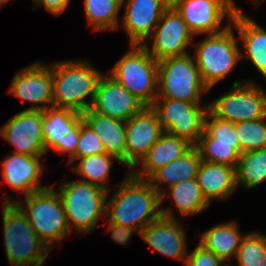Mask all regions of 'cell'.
Instances as JSON below:
<instances>
[{
	"mask_svg": "<svg viewBox=\"0 0 266 266\" xmlns=\"http://www.w3.org/2000/svg\"><path fill=\"white\" fill-rule=\"evenodd\" d=\"M201 162V155L196 146H192L181 157L171 161L167 165L157 169L147 180L160 193L161 203L166 197V191L161 184L168 187L184 180L197 177V171Z\"/></svg>",
	"mask_w": 266,
	"mask_h": 266,
	"instance_id": "cell-25",
	"label": "cell"
},
{
	"mask_svg": "<svg viewBox=\"0 0 266 266\" xmlns=\"http://www.w3.org/2000/svg\"><path fill=\"white\" fill-rule=\"evenodd\" d=\"M185 264L186 266H226L228 261L225 263L199 243L190 254H187Z\"/></svg>",
	"mask_w": 266,
	"mask_h": 266,
	"instance_id": "cell-36",
	"label": "cell"
},
{
	"mask_svg": "<svg viewBox=\"0 0 266 266\" xmlns=\"http://www.w3.org/2000/svg\"><path fill=\"white\" fill-rule=\"evenodd\" d=\"M156 98L185 102H201V94L209 89L203 84L197 65L190 54L158 61Z\"/></svg>",
	"mask_w": 266,
	"mask_h": 266,
	"instance_id": "cell-8",
	"label": "cell"
},
{
	"mask_svg": "<svg viewBox=\"0 0 266 266\" xmlns=\"http://www.w3.org/2000/svg\"><path fill=\"white\" fill-rule=\"evenodd\" d=\"M230 23L239 32V39L245 46L251 63L266 79V30L239 8L233 14Z\"/></svg>",
	"mask_w": 266,
	"mask_h": 266,
	"instance_id": "cell-24",
	"label": "cell"
},
{
	"mask_svg": "<svg viewBox=\"0 0 266 266\" xmlns=\"http://www.w3.org/2000/svg\"><path fill=\"white\" fill-rule=\"evenodd\" d=\"M38 6H44V8L54 15L62 14L70 0H34Z\"/></svg>",
	"mask_w": 266,
	"mask_h": 266,
	"instance_id": "cell-38",
	"label": "cell"
},
{
	"mask_svg": "<svg viewBox=\"0 0 266 266\" xmlns=\"http://www.w3.org/2000/svg\"><path fill=\"white\" fill-rule=\"evenodd\" d=\"M145 105L110 75H102L90 109L122 121L129 120Z\"/></svg>",
	"mask_w": 266,
	"mask_h": 266,
	"instance_id": "cell-18",
	"label": "cell"
},
{
	"mask_svg": "<svg viewBox=\"0 0 266 266\" xmlns=\"http://www.w3.org/2000/svg\"><path fill=\"white\" fill-rule=\"evenodd\" d=\"M113 158L122 164L115 156L107 153H101L82 158H75L74 162L77 160L79 162L71 169H73L77 174L83 176L84 180L82 181L95 184L100 186L102 189L109 191V186L105 183L109 180L108 178Z\"/></svg>",
	"mask_w": 266,
	"mask_h": 266,
	"instance_id": "cell-28",
	"label": "cell"
},
{
	"mask_svg": "<svg viewBox=\"0 0 266 266\" xmlns=\"http://www.w3.org/2000/svg\"><path fill=\"white\" fill-rule=\"evenodd\" d=\"M234 259L238 266H266V236L258 232L245 235Z\"/></svg>",
	"mask_w": 266,
	"mask_h": 266,
	"instance_id": "cell-33",
	"label": "cell"
},
{
	"mask_svg": "<svg viewBox=\"0 0 266 266\" xmlns=\"http://www.w3.org/2000/svg\"><path fill=\"white\" fill-rule=\"evenodd\" d=\"M43 156L45 155L28 156L14 152L8 155L1 164L5 183L25 196L47 188L48 186L39 185L43 170L40 160Z\"/></svg>",
	"mask_w": 266,
	"mask_h": 266,
	"instance_id": "cell-20",
	"label": "cell"
},
{
	"mask_svg": "<svg viewBox=\"0 0 266 266\" xmlns=\"http://www.w3.org/2000/svg\"><path fill=\"white\" fill-rule=\"evenodd\" d=\"M240 154L266 149V118L235 123Z\"/></svg>",
	"mask_w": 266,
	"mask_h": 266,
	"instance_id": "cell-32",
	"label": "cell"
},
{
	"mask_svg": "<svg viewBox=\"0 0 266 266\" xmlns=\"http://www.w3.org/2000/svg\"><path fill=\"white\" fill-rule=\"evenodd\" d=\"M161 195L147 179L133 176L129 171L118 191L107 203L104 218L118 225L132 227L138 234L161 215Z\"/></svg>",
	"mask_w": 266,
	"mask_h": 266,
	"instance_id": "cell-1",
	"label": "cell"
},
{
	"mask_svg": "<svg viewBox=\"0 0 266 266\" xmlns=\"http://www.w3.org/2000/svg\"><path fill=\"white\" fill-rule=\"evenodd\" d=\"M109 191L85 181H72L59 185V197L64 206L69 228L76 234L93 231L101 215H105Z\"/></svg>",
	"mask_w": 266,
	"mask_h": 266,
	"instance_id": "cell-5",
	"label": "cell"
},
{
	"mask_svg": "<svg viewBox=\"0 0 266 266\" xmlns=\"http://www.w3.org/2000/svg\"><path fill=\"white\" fill-rule=\"evenodd\" d=\"M108 231L111 232L112 239L121 245L128 244L129 240H131L130 238L132 236V232L138 233V231L132 227L118 225L110 221L108 225Z\"/></svg>",
	"mask_w": 266,
	"mask_h": 266,
	"instance_id": "cell-37",
	"label": "cell"
},
{
	"mask_svg": "<svg viewBox=\"0 0 266 266\" xmlns=\"http://www.w3.org/2000/svg\"><path fill=\"white\" fill-rule=\"evenodd\" d=\"M238 9L234 0H184L176 10L182 16L189 30L197 34H218L224 17L231 21Z\"/></svg>",
	"mask_w": 266,
	"mask_h": 266,
	"instance_id": "cell-13",
	"label": "cell"
},
{
	"mask_svg": "<svg viewBox=\"0 0 266 266\" xmlns=\"http://www.w3.org/2000/svg\"><path fill=\"white\" fill-rule=\"evenodd\" d=\"M161 215L159 219L149 223L139 235L157 252L185 262L188 250L183 227L174 217L171 208H161Z\"/></svg>",
	"mask_w": 266,
	"mask_h": 266,
	"instance_id": "cell-17",
	"label": "cell"
},
{
	"mask_svg": "<svg viewBox=\"0 0 266 266\" xmlns=\"http://www.w3.org/2000/svg\"><path fill=\"white\" fill-rule=\"evenodd\" d=\"M208 105L214 116L233 123L266 118V93L252 81L234 82L229 92Z\"/></svg>",
	"mask_w": 266,
	"mask_h": 266,
	"instance_id": "cell-10",
	"label": "cell"
},
{
	"mask_svg": "<svg viewBox=\"0 0 266 266\" xmlns=\"http://www.w3.org/2000/svg\"><path fill=\"white\" fill-rule=\"evenodd\" d=\"M165 9H176L184 0H161Z\"/></svg>",
	"mask_w": 266,
	"mask_h": 266,
	"instance_id": "cell-39",
	"label": "cell"
},
{
	"mask_svg": "<svg viewBox=\"0 0 266 266\" xmlns=\"http://www.w3.org/2000/svg\"><path fill=\"white\" fill-rule=\"evenodd\" d=\"M8 92L34 104L27 110L44 111L53 107L52 69L40 62L21 69L14 76Z\"/></svg>",
	"mask_w": 266,
	"mask_h": 266,
	"instance_id": "cell-16",
	"label": "cell"
},
{
	"mask_svg": "<svg viewBox=\"0 0 266 266\" xmlns=\"http://www.w3.org/2000/svg\"><path fill=\"white\" fill-rule=\"evenodd\" d=\"M157 113L165 132L187 140L195 146L204 132V121L209 105L170 98H156L151 106Z\"/></svg>",
	"mask_w": 266,
	"mask_h": 266,
	"instance_id": "cell-9",
	"label": "cell"
},
{
	"mask_svg": "<svg viewBox=\"0 0 266 266\" xmlns=\"http://www.w3.org/2000/svg\"><path fill=\"white\" fill-rule=\"evenodd\" d=\"M257 1H259V0H253V2L255 3V5H257V3H258Z\"/></svg>",
	"mask_w": 266,
	"mask_h": 266,
	"instance_id": "cell-41",
	"label": "cell"
},
{
	"mask_svg": "<svg viewBox=\"0 0 266 266\" xmlns=\"http://www.w3.org/2000/svg\"><path fill=\"white\" fill-rule=\"evenodd\" d=\"M266 181V149L245 152L240 155L236 168V185L253 189Z\"/></svg>",
	"mask_w": 266,
	"mask_h": 266,
	"instance_id": "cell-29",
	"label": "cell"
},
{
	"mask_svg": "<svg viewBox=\"0 0 266 266\" xmlns=\"http://www.w3.org/2000/svg\"><path fill=\"white\" fill-rule=\"evenodd\" d=\"M82 118L102 141L105 153L115 156L125 165L126 122L91 109L83 112Z\"/></svg>",
	"mask_w": 266,
	"mask_h": 266,
	"instance_id": "cell-23",
	"label": "cell"
},
{
	"mask_svg": "<svg viewBox=\"0 0 266 266\" xmlns=\"http://www.w3.org/2000/svg\"><path fill=\"white\" fill-rule=\"evenodd\" d=\"M192 146L187 140L164 132L141 159L140 171L132 169L129 172L137 178L148 179L157 169L181 157Z\"/></svg>",
	"mask_w": 266,
	"mask_h": 266,
	"instance_id": "cell-22",
	"label": "cell"
},
{
	"mask_svg": "<svg viewBox=\"0 0 266 266\" xmlns=\"http://www.w3.org/2000/svg\"><path fill=\"white\" fill-rule=\"evenodd\" d=\"M10 0H0V6L4 5L5 3H7Z\"/></svg>",
	"mask_w": 266,
	"mask_h": 266,
	"instance_id": "cell-40",
	"label": "cell"
},
{
	"mask_svg": "<svg viewBox=\"0 0 266 266\" xmlns=\"http://www.w3.org/2000/svg\"><path fill=\"white\" fill-rule=\"evenodd\" d=\"M130 48L113 66L110 76L145 106H152L158 91V61L144 45L131 44Z\"/></svg>",
	"mask_w": 266,
	"mask_h": 266,
	"instance_id": "cell-6",
	"label": "cell"
},
{
	"mask_svg": "<svg viewBox=\"0 0 266 266\" xmlns=\"http://www.w3.org/2000/svg\"><path fill=\"white\" fill-rule=\"evenodd\" d=\"M151 36V48L146 43L143 45L156 61H160L188 54L185 48L191 44L194 34L176 9H166Z\"/></svg>",
	"mask_w": 266,
	"mask_h": 266,
	"instance_id": "cell-12",
	"label": "cell"
},
{
	"mask_svg": "<svg viewBox=\"0 0 266 266\" xmlns=\"http://www.w3.org/2000/svg\"><path fill=\"white\" fill-rule=\"evenodd\" d=\"M168 188V193L181 216L199 214L209 206L197 178L178 182Z\"/></svg>",
	"mask_w": 266,
	"mask_h": 266,
	"instance_id": "cell-27",
	"label": "cell"
},
{
	"mask_svg": "<svg viewBox=\"0 0 266 266\" xmlns=\"http://www.w3.org/2000/svg\"><path fill=\"white\" fill-rule=\"evenodd\" d=\"M105 153L102 141L83 120H80V135L75 150V158Z\"/></svg>",
	"mask_w": 266,
	"mask_h": 266,
	"instance_id": "cell-35",
	"label": "cell"
},
{
	"mask_svg": "<svg viewBox=\"0 0 266 266\" xmlns=\"http://www.w3.org/2000/svg\"><path fill=\"white\" fill-rule=\"evenodd\" d=\"M122 0H85V15L93 31L110 30L118 27V13Z\"/></svg>",
	"mask_w": 266,
	"mask_h": 266,
	"instance_id": "cell-30",
	"label": "cell"
},
{
	"mask_svg": "<svg viewBox=\"0 0 266 266\" xmlns=\"http://www.w3.org/2000/svg\"><path fill=\"white\" fill-rule=\"evenodd\" d=\"M6 257L11 266H43L51 251L15 203H2Z\"/></svg>",
	"mask_w": 266,
	"mask_h": 266,
	"instance_id": "cell-3",
	"label": "cell"
},
{
	"mask_svg": "<svg viewBox=\"0 0 266 266\" xmlns=\"http://www.w3.org/2000/svg\"><path fill=\"white\" fill-rule=\"evenodd\" d=\"M0 136L16 150L28 156L45 155L41 110L24 109L0 128Z\"/></svg>",
	"mask_w": 266,
	"mask_h": 266,
	"instance_id": "cell-14",
	"label": "cell"
},
{
	"mask_svg": "<svg viewBox=\"0 0 266 266\" xmlns=\"http://www.w3.org/2000/svg\"><path fill=\"white\" fill-rule=\"evenodd\" d=\"M196 178L209 204L214 199L228 198L237 188L236 168L224 164L201 160Z\"/></svg>",
	"mask_w": 266,
	"mask_h": 266,
	"instance_id": "cell-21",
	"label": "cell"
},
{
	"mask_svg": "<svg viewBox=\"0 0 266 266\" xmlns=\"http://www.w3.org/2000/svg\"><path fill=\"white\" fill-rule=\"evenodd\" d=\"M10 198L5 197L3 203H15L50 250L70 232L63 203L53 186L25 196L26 207L24 202Z\"/></svg>",
	"mask_w": 266,
	"mask_h": 266,
	"instance_id": "cell-4",
	"label": "cell"
},
{
	"mask_svg": "<svg viewBox=\"0 0 266 266\" xmlns=\"http://www.w3.org/2000/svg\"><path fill=\"white\" fill-rule=\"evenodd\" d=\"M53 107L69 108L79 113L90 109L102 74L87 62H55L51 65ZM90 100L86 101V97Z\"/></svg>",
	"mask_w": 266,
	"mask_h": 266,
	"instance_id": "cell-2",
	"label": "cell"
},
{
	"mask_svg": "<svg viewBox=\"0 0 266 266\" xmlns=\"http://www.w3.org/2000/svg\"><path fill=\"white\" fill-rule=\"evenodd\" d=\"M204 131L214 138V143L240 144L235 131V123L219 119L210 111L205 117Z\"/></svg>",
	"mask_w": 266,
	"mask_h": 266,
	"instance_id": "cell-34",
	"label": "cell"
},
{
	"mask_svg": "<svg viewBox=\"0 0 266 266\" xmlns=\"http://www.w3.org/2000/svg\"><path fill=\"white\" fill-rule=\"evenodd\" d=\"M200 152L201 160L237 168L240 158V144L214 143V138L205 131L195 145Z\"/></svg>",
	"mask_w": 266,
	"mask_h": 266,
	"instance_id": "cell-31",
	"label": "cell"
},
{
	"mask_svg": "<svg viewBox=\"0 0 266 266\" xmlns=\"http://www.w3.org/2000/svg\"><path fill=\"white\" fill-rule=\"evenodd\" d=\"M158 115L151 106L126 121L125 165L129 171L136 169L147 151L164 133Z\"/></svg>",
	"mask_w": 266,
	"mask_h": 266,
	"instance_id": "cell-15",
	"label": "cell"
},
{
	"mask_svg": "<svg viewBox=\"0 0 266 266\" xmlns=\"http://www.w3.org/2000/svg\"><path fill=\"white\" fill-rule=\"evenodd\" d=\"M82 113L69 108L49 107L42 111L43 141L46 153L50 148L68 154V163L74 162L80 135Z\"/></svg>",
	"mask_w": 266,
	"mask_h": 266,
	"instance_id": "cell-11",
	"label": "cell"
},
{
	"mask_svg": "<svg viewBox=\"0 0 266 266\" xmlns=\"http://www.w3.org/2000/svg\"><path fill=\"white\" fill-rule=\"evenodd\" d=\"M237 40L230 23L223 32L208 34L206 39L194 44L195 63L201 80L208 89L219 80H225L226 75L243 57Z\"/></svg>",
	"mask_w": 266,
	"mask_h": 266,
	"instance_id": "cell-7",
	"label": "cell"
},
{
	"mask_svg": "<svg viewBox=\"0 0 266 266\" xmlns=\"http://www.w3.org/2000/svg\"><path fill=\"white\" fill-rule=\"evenodd\" d=\"M126 0H122V4ZM122 24L127 31L130 45H143L153 33L163 12L166 10L161 0H127Z\"/></svg>",
	"mask_w": 266,
	"mask_h": 266,
	"instance_id": "cell-19",
	"label": "cell"
},
{
	"mask_svg": "<svg viewBox=\"0 0 266 266\" xmlns=\"http://www.w3.org/2000/svg\"><path fill=\"white\" fill-rule=\"evenodd\" d=\"M244 237L235 222H228L217 224L205 231L200 244L225 262L236 256Z\"/></svg>",
	"mask_w": 266,
	"mask_h": 266,
	"instance_id": "cell-26",
	"label": "cell"
}]
</instances>
